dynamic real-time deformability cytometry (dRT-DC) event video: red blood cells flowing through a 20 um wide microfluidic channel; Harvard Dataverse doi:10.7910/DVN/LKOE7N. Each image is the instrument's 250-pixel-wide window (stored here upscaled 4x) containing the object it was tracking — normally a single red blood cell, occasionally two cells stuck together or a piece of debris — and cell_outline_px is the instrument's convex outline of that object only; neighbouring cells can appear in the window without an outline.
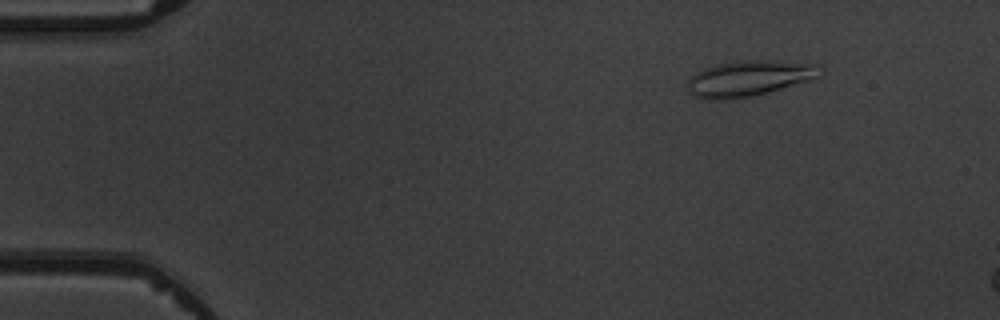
{"species": "common noctule bat (a hibernating species)", "species_latin": "Nyctalus noctula", "temperature_condition": "warm", "stored_images_in_passage": 6, "camera_frame_rate_fps": 3000, "um_per_image_px": 0.085, "animal": {"sex": "male", "body_mass_g": 19.5, "forearm_length_mm": 54.6}, "frame": {"image": 1, "passage_image": 2, "time_ms": 1.333, "image_size_px": [1000, 320], "cell_outline_px": [[824, 72], [820, 76], [812, 80], [768, 92], [748, 96], [716, 100], [708, 100], [692, 96], [688, 92], [688, 80], [696, 72], [704, 68], [720, 64], [744, 60], [772, 60], [816, 64]], "centroid_in_image_um": [63.68, 6.66], "position_along_channel_um": 21.3, "area_um2": 27.46}}